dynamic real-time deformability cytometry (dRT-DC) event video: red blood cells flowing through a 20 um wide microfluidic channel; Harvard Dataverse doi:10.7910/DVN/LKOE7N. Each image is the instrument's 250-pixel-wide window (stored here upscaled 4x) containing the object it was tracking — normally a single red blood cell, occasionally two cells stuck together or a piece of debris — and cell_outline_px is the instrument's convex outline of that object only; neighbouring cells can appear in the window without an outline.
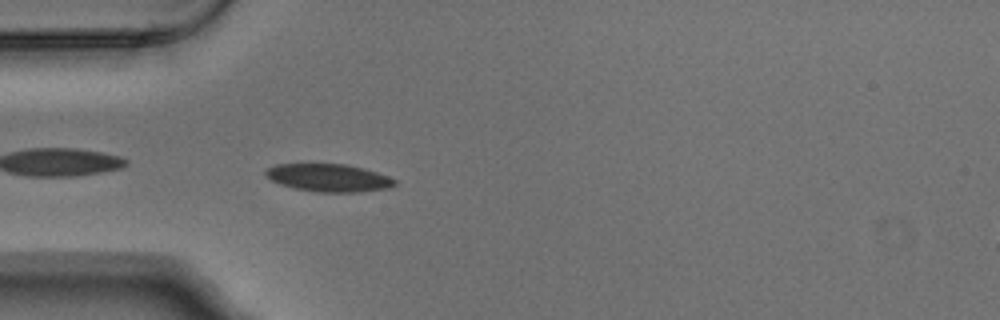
{"species": "Egyptian fruit bat (a non-hibernating species)", "species_latin": "Rousettus aegyptiacus", "temperature_condition": "warm", "stored_images_in_passage": 2, "camera_frame_rate_fps": 3000, "um_per_image_px": 0.085, "animal": {"sex": "male"}, "frame": {"image": 1, "passage_image": 2, "time_ms": 0.333, "image_size_px": [1000, 320], "cell_outline_px": [[396, 184], [392, 188], [360, 192], [320, 192], [296, 188], [280, 184], [264, 176], [264, 172], [268, 168], [276, 164], [312, 160], [344, 164], [364, 168], [388, 176], [396, 180]], "centroid_in_image_um": [27.89, 15.05], "position_along_channel_um": 57.1, "area_um2": 21.85}}